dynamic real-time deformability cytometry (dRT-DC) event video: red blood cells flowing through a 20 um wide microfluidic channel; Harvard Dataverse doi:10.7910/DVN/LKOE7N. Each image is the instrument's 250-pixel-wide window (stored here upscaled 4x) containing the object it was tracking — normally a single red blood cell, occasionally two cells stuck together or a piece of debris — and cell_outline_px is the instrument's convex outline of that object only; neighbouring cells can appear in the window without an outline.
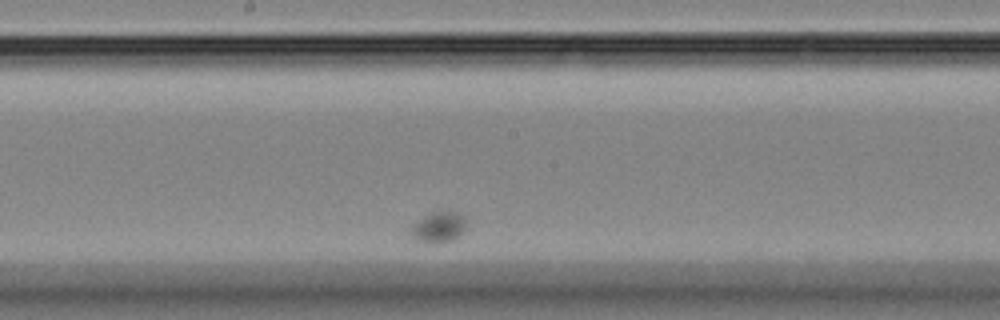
{"species": "Egyptian fruit bat (a non-hibernating species)", "species_latin": "Rousettus aegyptiacus", "temperature_condition": "room temperature", "stored_images_in_passage": 32, "camera_frame_rate_fps": 3000, "um_per_image_px": 0.085, "animal": {"sex": "female"}, "frame": {"image": 1, "passage_image": 19, "time_ms": 6.0, "image_size_px": [1000, 320], "cell_outline_px": [[468, 220], [464, 232], [460, 236], [452, 240], [440, 244], [432, 244], [416, 240], [408, 232], [412, 224], [416, 220], [436, 208], [456, 212], [464, 216]], "centroid_in_image_um": [37.28, 19.28], "position_along_channel_um": 210.9, "area_um2": 10.81}}